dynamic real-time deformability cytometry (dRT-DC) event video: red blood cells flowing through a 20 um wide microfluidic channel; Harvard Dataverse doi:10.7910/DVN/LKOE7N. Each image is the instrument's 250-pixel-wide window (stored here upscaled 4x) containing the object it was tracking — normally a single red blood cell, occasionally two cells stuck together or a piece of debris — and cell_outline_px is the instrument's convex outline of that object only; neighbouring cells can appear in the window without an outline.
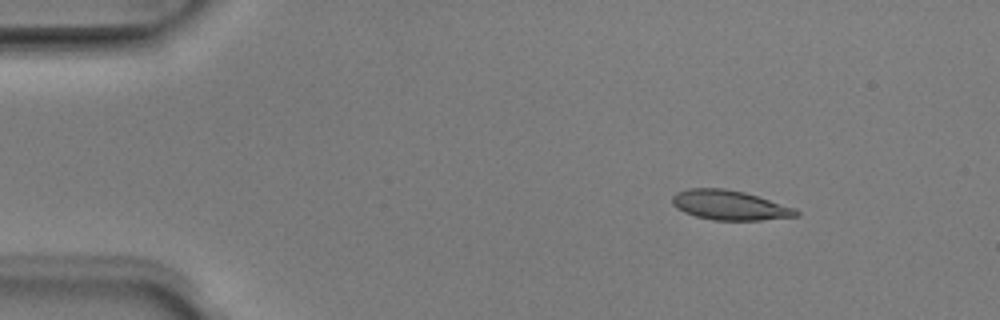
{"species": "Egyptian fruit bat (a non-hibernating species)", "species_latin": "Rousettus aegyptiacus", "temperature_condition": "room temperature", "stored_images_in_passage": 4, "camera_frame_rate_fps": 3000, "um_per_image_px": 0.085, "animal": {"sex": "male"}, "frame": {"image": 1, "passage_image": 1, "time_ms": 0.0, "image_size_px": [1000, 320], "cell_outline_px": [[800, 216], [760, 220], [712, 220], [696, 216], [684, 212], [676, 208], [672, 204], [672, 196], [676, 192], [688, 188], [724, 188], [744, 192], [796, 208], [800, 212]], "centroid_in_image_um": [62.01, 17.44], "position_along_channel_um": 23.0, "area_um2": 21.5}}
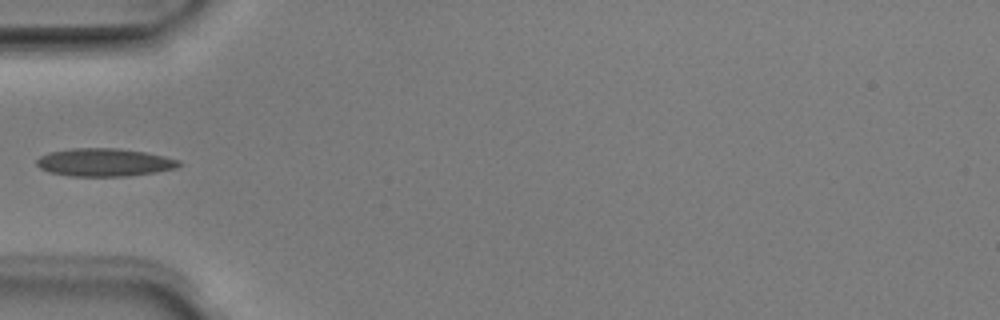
{"frame": {"image": 2, "passage_image": 4, "time_ms": 1.0, "image_size_px": [1000, 320], "cell_outline_px": [[184, 164], [176, 168], [156, 172], [128, 176], [72, 176], [48, 172], [40, 168], [36, 164], [36, 160], [40, 156], [48, 152], [72, 148], [120, 148], [144, 152], [164, 156], [180, 160]], "centroid_in_image_um": [8.88, 13.8], "position_along_channel_um": 76.1, "area_um2": 23.35}}